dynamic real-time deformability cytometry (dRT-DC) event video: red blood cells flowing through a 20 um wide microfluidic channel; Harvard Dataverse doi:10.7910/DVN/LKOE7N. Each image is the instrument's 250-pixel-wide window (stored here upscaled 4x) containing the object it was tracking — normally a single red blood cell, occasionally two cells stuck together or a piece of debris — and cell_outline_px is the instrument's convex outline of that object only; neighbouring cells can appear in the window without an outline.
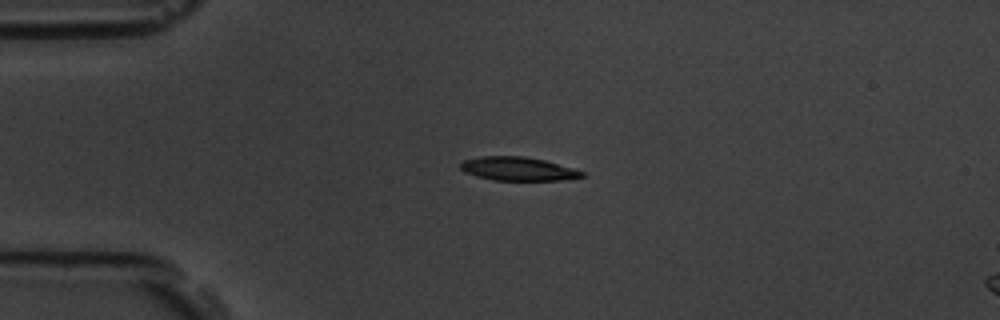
{"species": "common noctule bat (a hibernating species)", "species_latin": "Nyctalus noctula", "temperature_condition": "room temperature", "stored_images_in_passage": 5, "segment_of_instrument_passage": [1, 2], "camera_frame_rate_fps": 3000, "um_per_image_px": 0.085, "animal": {"sex": "male", "body_mass_g": 19.5, "forearm_length_mm": 54.6}, "frame": {"image": 1, "passage_image": 3, "time_ms": 0.667, "image_size_px": [1000, 320], "cell_outline_px": [[588, 176], [560, 180], [492, 180], [476, 176], [464, 172], [460, 168], [460, 164], [464, 160], [480, 156], [524, 156], [544, 160], [572, 168], [584, 172]], "centroid_in_image_um": [44.01, 14.35], "position_along_channel_um": 41.0, "area_um2": 16.7}}